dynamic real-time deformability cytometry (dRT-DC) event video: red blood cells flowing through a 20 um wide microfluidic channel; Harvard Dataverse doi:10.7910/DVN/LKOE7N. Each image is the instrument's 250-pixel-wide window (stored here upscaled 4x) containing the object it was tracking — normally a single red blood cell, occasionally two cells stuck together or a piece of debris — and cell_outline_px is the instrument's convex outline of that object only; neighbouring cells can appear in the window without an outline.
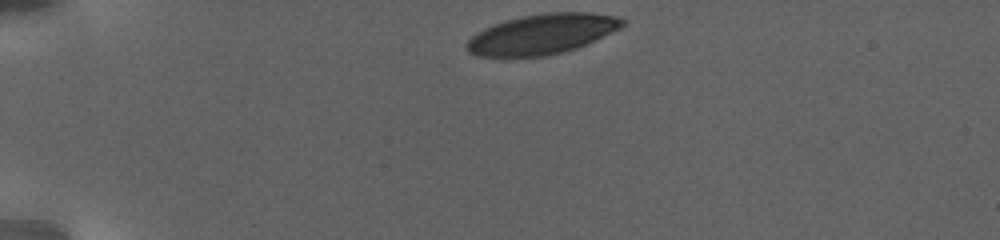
{"species": "human", "species_latin": "Homo sapiens", "temperature_condition": "warm", "stored_images_in_passage": 48, "camera_frame_rate_fps": 3000, "um_per_image_px": 0.085, "donor": {"sex": "female"}, "frame": {"image": 1, "passage_image": 1, "time_ms": 0.0, "image_size_px": [1000, 240], "cell_outline_px": [[628, 20], [620, 28], [576, 48], [544, 56], [476, 56], [468, 52], [464, 48], [464, 44], [476, 32], [492, 24], [524, 16], [548, 12], [588, 12], [616, 16]], "centroid_in_image_um": [46.04, 2.89], "position_along_channel_um": 39.0, "area_um2": 36.13}}
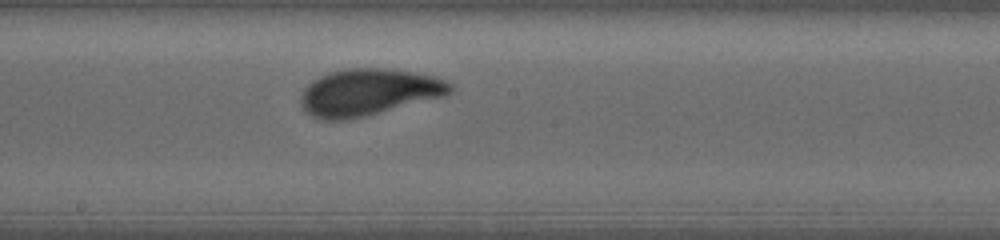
{"frame": {"image": 2, "passage_image": 27, "time_ms": 8.667, "image_size_px": [1000, 240], "cell_outline_px": [[452, 92], [444, 96], [364, 116], [344, 120], [320, 120], [304, 112], [300, 104], [300, 96], [304, 88], [312, 80], [328, 72], [348, 68], [384, 68], [412, 72], [436, 76], [452, 84]], "centroid_in_image_um": [31.28, 7.84], "position_along_channel_um": 216.9, "area_um2": 40.75}}
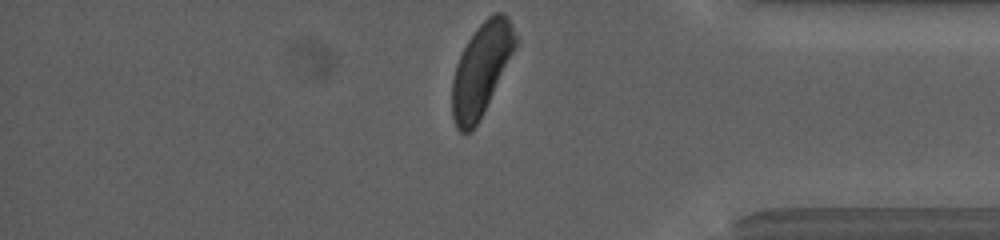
{"frame": {"image": 3, "passage_image": 48, "time_ms": 15.667, "image_size_px": [1000, 240], "cell_outline_px": [[520, 40], [476, 124], [468, 132], [460, 132], [456, 128], [452, 116], [452, 80], [456, 64], [468, 40], [476, 28], [488, 16], [496, 12], [504, 12], [508, 16], [520, 36]], "centroid_in_image_um": [40.94, 5.81], "position_along_channel_um": 394.3, "area_um2": 33.76}, "authors_computed_cell_mechanics": {"area_um2": 39.3907, "velocity_mm_per_s": 2.7499, "shape_relaxation_time_tau1_ms": 3.3361, "shape_relaxation_time_tau2_ms": 1.0675, "deformation_change_tau1": 0.1611, "deformation_change_tau2": 0.0812}}